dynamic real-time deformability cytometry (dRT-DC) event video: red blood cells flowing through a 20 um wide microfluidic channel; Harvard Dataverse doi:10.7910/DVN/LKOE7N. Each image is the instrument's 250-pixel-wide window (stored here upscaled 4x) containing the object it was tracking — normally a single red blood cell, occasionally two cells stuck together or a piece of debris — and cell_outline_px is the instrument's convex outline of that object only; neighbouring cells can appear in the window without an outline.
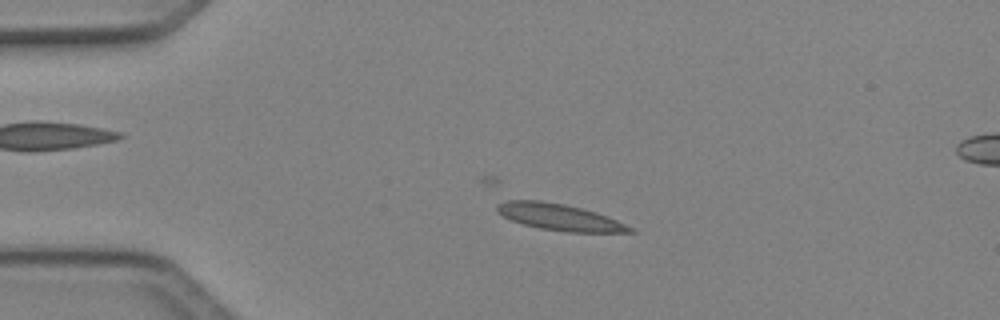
{"species": "Egyptian fruit bat (a non-hibernating species)", "species_latin": "Rousettus aegyptiacus", "temperature_condition": "cold", "stored_images_in_passage": 42, "camera_frame_rate_fps": 3000, "um_per_image_px": 0.085, "animal": {"sex": "female"}, "frame": {"image": 1, "passage_image": 9, "time_ms": 2.667, "image_size_px": [1000, 320], "cell_outline_px": [[636, 232], [568, 232], [540, 228], [524, 224], [512, 220], [496, 212], [496, 204], [508, 200], [540, 200], [564, 204], [596, 212], [608, 216], [632, 228]], "centroid_in_image_um": [47.52, 18.44], "position_along_channel_um": 37.5, "area_um2": 20.29}}
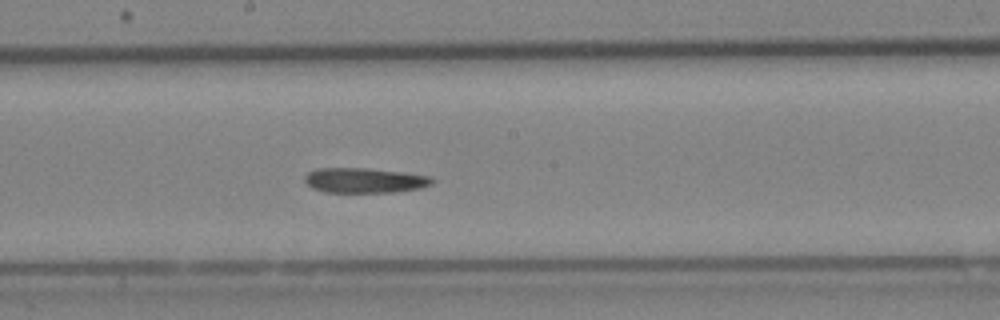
{"frame": {"image": 2, "passage_image": 25, "time_ms": 8.0, "image_size_px": [1000, 320], "cell_outline_px": [[436, 180], [432, 184], [420, 188], [396, 192], [324, 192], [312, 188], [304, 180], [304, 176], [308, 172], [316, 168], [368, 168], [404, 172], [432, 176]], "centroid_in_image_um": [31.01, 15.32], "position_along_channel_um": 217.2, "area_um2": 18.79}}
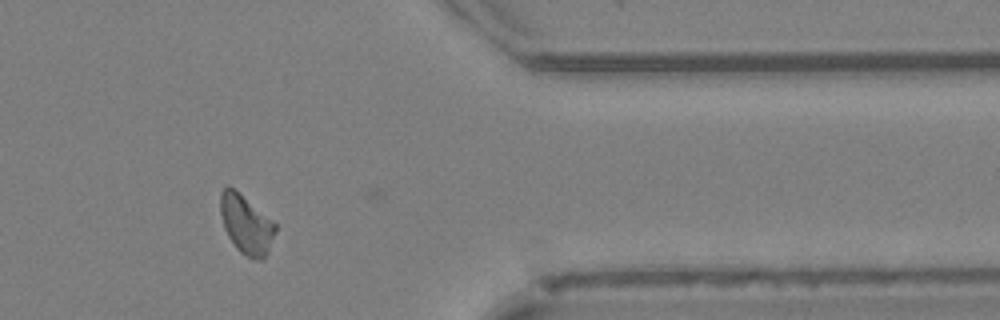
{"frame": {"image": 3, "passage_image": 39, "time_ms": 12.667, "image_size_px": [1000, 320], "cell_outline_px": [[276, 232], [268, 252], [264, 260], [260, 260], [244, 256], [236, 248], [228, 236], [224, 228], [220, 212], [220, 192], [228, 184], [272, 220], [276, 224]], "centroid_in_image_um": [20.92, 19.1], "position_along_channel_um": 390.5, "area_um2": 18.84}}